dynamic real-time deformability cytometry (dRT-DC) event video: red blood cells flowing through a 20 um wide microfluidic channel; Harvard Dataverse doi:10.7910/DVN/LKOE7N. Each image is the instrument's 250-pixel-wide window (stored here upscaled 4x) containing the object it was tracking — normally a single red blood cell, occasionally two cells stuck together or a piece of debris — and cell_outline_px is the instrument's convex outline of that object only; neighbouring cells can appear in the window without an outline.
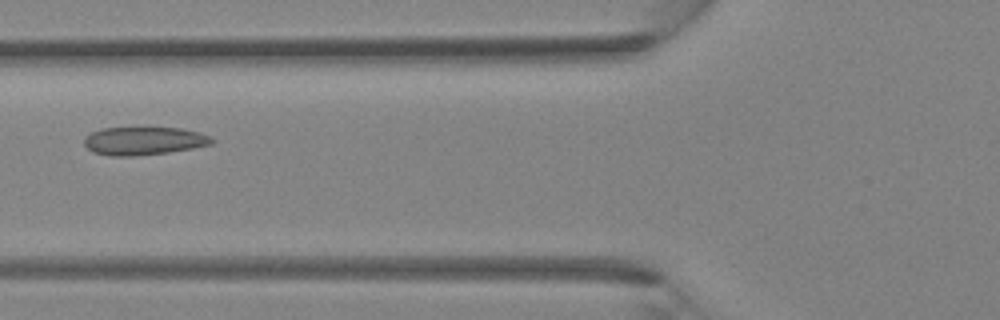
{"species": "Egyptian fruit bat (a non-hibernating species)", "species_latin": "Rousettus aegyptiacus", "temperature_condition": "room temperature", "stored_images_in_passage": 3, "camera_frame_rate_fps": 3000, "um_per_image_px": 0.085, "animal": {"sex": "female"}, "frame": {"image": 1, "passage_image": 3, "time_ms": 0.667, "image_size_px": [1000, 320], "cell_outline_px": [[216, 140], [212, 144], [192, 148], [168, 152], [132, 156], [108, 156], [92, 152], [84, 144], [84, 136], [92, 132], [104, 128], [180, 128], [200, 132], [212, 136]], "centroid_in_image_um": [12.24, 11.98], "position_along_channel_um": 113.6, "area_um2": 20.98}}